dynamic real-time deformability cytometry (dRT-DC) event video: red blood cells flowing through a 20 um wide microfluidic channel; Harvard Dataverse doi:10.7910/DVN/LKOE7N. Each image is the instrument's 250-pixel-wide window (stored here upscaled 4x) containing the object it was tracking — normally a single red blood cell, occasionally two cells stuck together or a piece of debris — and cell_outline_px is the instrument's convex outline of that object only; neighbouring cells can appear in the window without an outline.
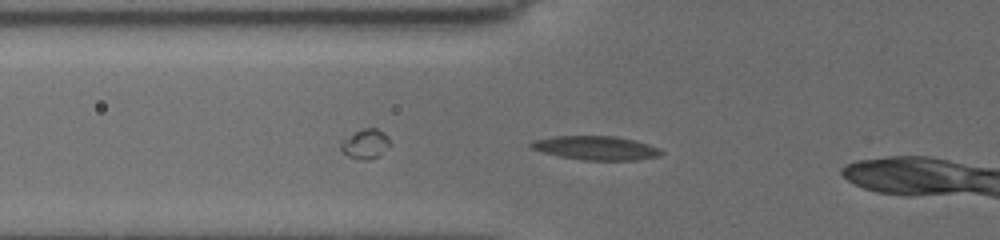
{"species": "common noctule bat (a hibernating species)", "species_latin": "Nyctalus noctula", "temperature_condition": "cold", "stored_images_in_passage": 10, "camera_frame_rate_fps": 3000, "um_per_image_px": 0.085, "animal": {"sex": "female", "body_mass_g": 19.5, "forearm_length_mm": 54.1}, "frame": {"image": 1, "passage_image": 6, "time_ms": 2.333, "image_size_px": [1000, 240], "cell_outline_px": [[664, 152], [660, 156], [636, 160], [584, 160], [560, 156], [528, 148], [528, 144], [532, 140], [556, 136], [616, 136], [636, 140], [660, 148]], "centroid_in_image_um": [50.66, 12.57], "position_along_channel_um": 75.1, "area_um2": 18.26}}